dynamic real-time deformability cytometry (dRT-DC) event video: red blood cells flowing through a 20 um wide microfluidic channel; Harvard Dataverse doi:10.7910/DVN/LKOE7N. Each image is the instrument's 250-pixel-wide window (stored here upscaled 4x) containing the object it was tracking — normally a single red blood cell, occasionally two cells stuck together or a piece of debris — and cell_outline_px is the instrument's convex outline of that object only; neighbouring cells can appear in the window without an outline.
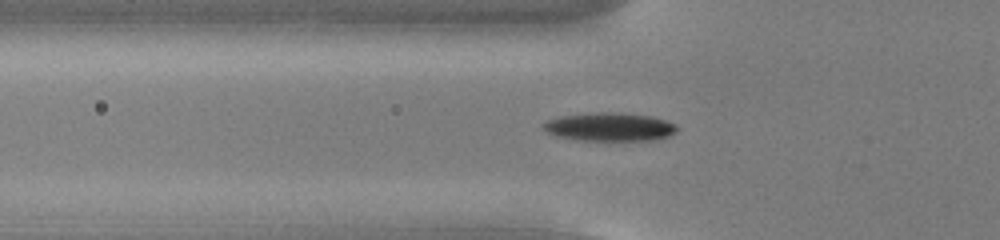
{"species": "common noctule bat (a hibernating species)", "species_latin": "Nyctalus noctula", "temperature_condition": "cold", "stored_images_in_passage": 52, "camera_frame_rate_fps": 3000, "um_per_image_px": 0.085, "animal": {"sex": "male", "body_mass_g": 13.0, "forearm_length_mm": 53.1}, "frame": {"image": 1, "passage_image": 16, "time_ms": 5.0, "image_size_px": [1000, 240], "cell_outline_px": [[680, 128], [676, 132], [668, 136], [652, 140], [576, 140], [556, 136], [548, 132], [540, 124], [548, 120], [560, 116], [596, 112], [612, 112], [652, 116], [676, 124]], "centroid_in_image_um": [51.82, 10.78], "position_along_channel_um": 74.0, "area_um2": 22.14}}
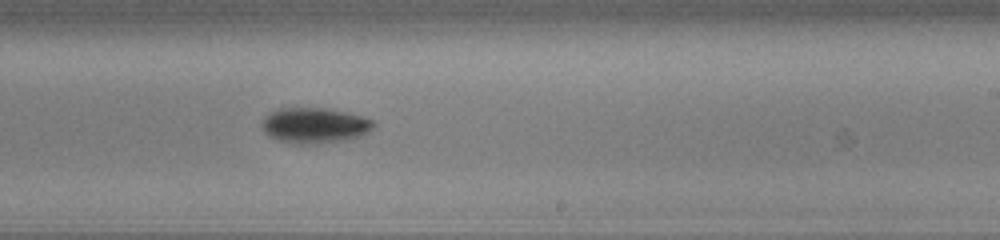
{"frame": {"image": 2, "passage_image": 31, "time_ms": 10.0, "image_size_px": [1000, 240], "cell_outline_px": [[376, 124], [368, 132], [360, 136], [344, 140], [316, 144], [296, 144], [280, 140], [268, 136], [264, 132], [260, 124], [264, 116], [280, 108], [324, 108], [344, 112], [360, 116], [372, 120]], "centroid_in_image_um": [26.7, 10.67], "position_along_channel_um": 262.3, "area_um2": 23.0}}
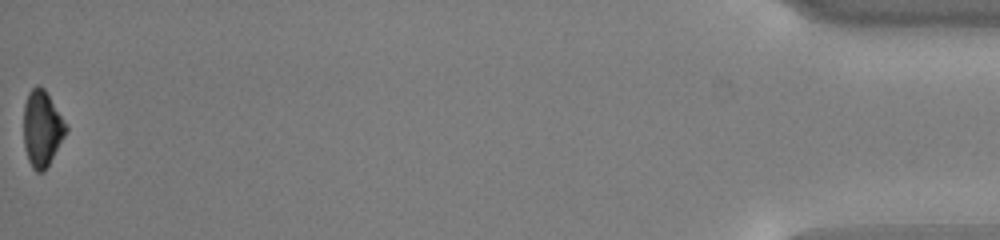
{"frame": {"image": 3, "passage_image": 52, "time_ms": 17.0, "image_size_px": [1000, 240], "cell_outline_px": [[68, 128], [64, 136], [44, 172], [36, 172], [32, 168], [28, 160], [24, 144], [24, 104], [28, 92], [36, 84], [44, 88]], "centroid_in_image_um": [3.54, 10.92], "position_along_channel_um": 431.7, "area_um2": 18.44}, "authors_computed_cell_mechanics": {"area_um2": 20.9814, "velocity_mm_per_s": 3.7651, "shape_relaxation_time_tau1_ms": 2.1822, "shape_relaxation_time_tau2_ms": null, "deformation_change_tau1": 0.1133, "deformation_change_tau2": null}}